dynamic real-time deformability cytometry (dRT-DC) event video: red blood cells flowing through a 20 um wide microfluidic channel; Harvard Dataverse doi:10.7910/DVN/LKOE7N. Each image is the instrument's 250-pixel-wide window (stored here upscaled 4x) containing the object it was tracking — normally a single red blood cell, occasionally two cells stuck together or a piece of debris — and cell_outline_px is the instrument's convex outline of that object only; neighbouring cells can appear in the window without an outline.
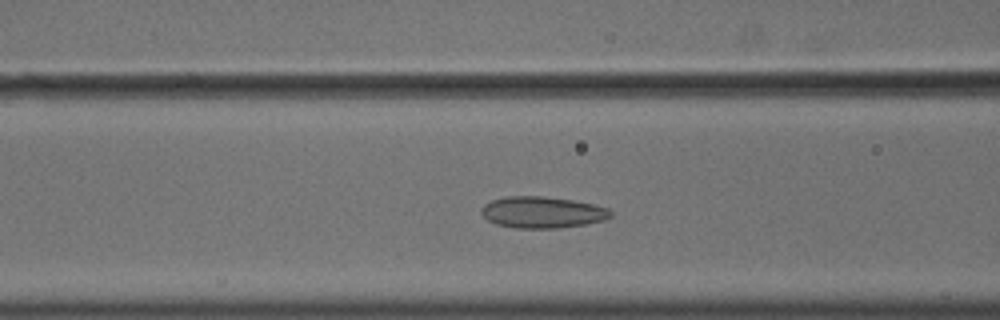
{"species": "common noctule bat (a hibernating species)", "species_latin": "Nyctalus noctula", "temperature_condition": "cold", "stored_images_in_passage": 51, "camera_frame_rate_fps": 3000, "um_per_image_px": 0.085, "animal": {"sex": "male", "body_mass_g": 18.8}, "frame": {"image": 1, "passage_image": 19, "time_ms": 6.0, "image_size_px": [1000, 320], "cell_outline_px": [[612, 216], [604, 220], [584, 224], [556, 228], [516, 228], [496, 224], [488, 220], [480, 212], [484, 204], [492, 200], [504, 196], [544, 196], [572, 200], [592, 204], [608, 208], [612, 212]], "centroid_in_image_um": [46.08, 18.04], "position_along_channel_um": 120.5, "area_um2": 23.64}}
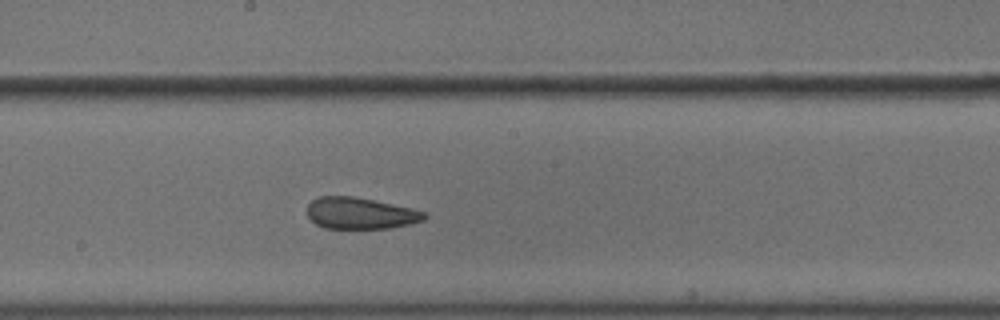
{"frame": {"image": 2, "passage_image": 27, "time_ms": 8.667, "image_size_px": [1000, 320], "cell_outline_px": [[428, 216], [424, 220], [392, 228], [324, 228], [316, 224], [308, 216], [308, 204], [312, 200], [320, 196], [356, 196], [412, 208], [424, 212]], "centroid_in_image_um": [30.63, 18.12], "position_along_channel_um": 217.6, "area_um2": 21.5}}
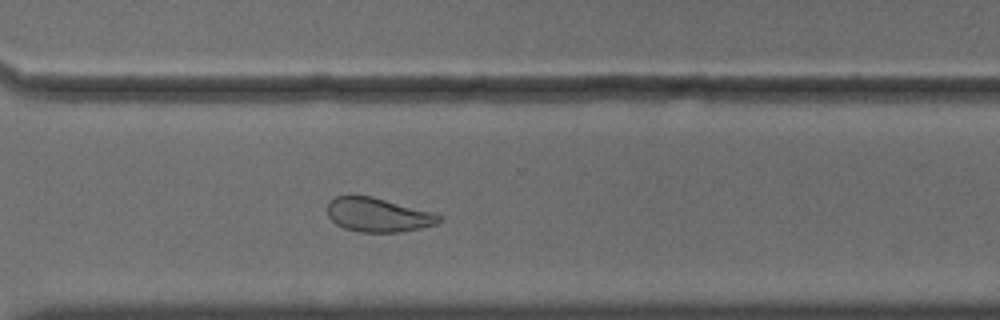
{"frame": {"image": 3, "passage_image": 37, "time_ms": 12.0, "image_size_px": [1000, 320], "cell_outline_px": [[444, 220], [436, 224], [420, 228], [400, 232], [360, 232], [344, 228], [336, 224], [328, 216], [328, 204], [336, 196], [372, 196], [432, 212], [444, 216]], "centroid_in_image_um": [32.17, 18.27], "position_along_channel_um": 338.4, "area_um2": 22.08}, "authors_computed_cell_mechanics": {"area_um2": 24.7384, "velocity_mm_per_s": 3.6318, "shape_relaxation_time_tau1_ms": null, "shape_relaxation_time_tau2_ms": 1.9991, "deformation_change_tau1": null, "deformation_change_tau2": 0.0744}}